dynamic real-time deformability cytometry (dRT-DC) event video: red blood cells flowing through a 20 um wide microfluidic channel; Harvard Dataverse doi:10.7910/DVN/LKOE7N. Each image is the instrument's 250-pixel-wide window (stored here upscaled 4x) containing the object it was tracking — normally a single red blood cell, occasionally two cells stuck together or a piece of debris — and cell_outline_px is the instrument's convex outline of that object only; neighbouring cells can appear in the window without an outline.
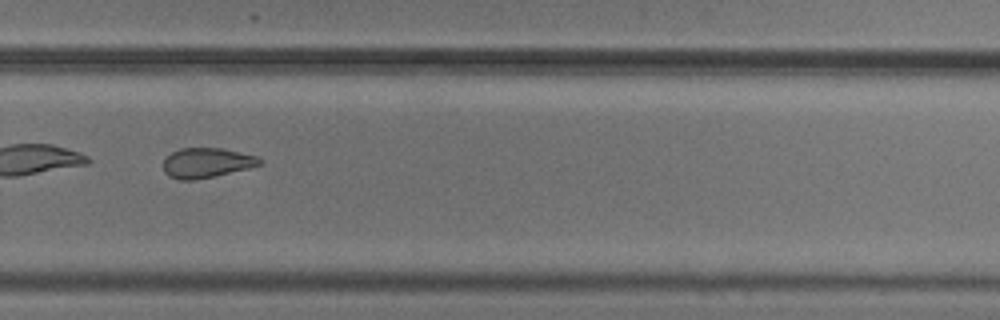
{"species": "common noctule bat (a hibernating species)", "species_latin": "Nyctalus noctula", "temperature_condition": "cold", "stored_images_in_passage": 39, "camera_frame_rate_fps": 3000, "um_per_image_px": 0.085, "animal": {"sex": "male", "body_mass_g": 20.5, "forearm_length_mm": 52.5}, "frame": {"image": 1, "passage_image": 23, "time_ms": 7.333, "image_size_px": [1000, 320], "cell_outline_px": [[264, 164], [248, 168], [212, 176], [192, 180], [180, 180], [168, 176], [164, 172], [164, 160], [172, 152], [180, 148], [224, 148], [256, 156], [264, 160]], "centroid_in_image_um": [17.58, 13.83], "position_along_channel_um": 312.2, "area_um2": 16.7}}
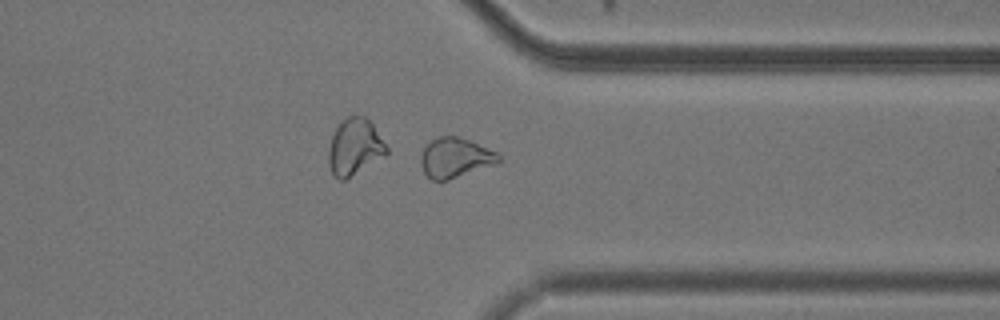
{"frame": {"image": 2, "passage_image": 28, "time_ms": 9.0, "image_size_px": [1000, 320], "cell_outline_px": [[504, 160], [496, 164], [448, 180], [432, 180], [424, 172], [420, 164], [420, 156], [424, 148], [432, 140], [440, 136], [456, 136], [472, 140], [496, 152]], "centroid_in_image_um": [38.72, 13.4], "position_along_channel_um": 372.7, "area_um2": 18.15}, "authors_computed_cell_mechanics": {"area_um2": 17.5134, "velocity_mm_per_s": 3.7389, "shape_relaxation_time_tau1_ms": 4.6941, "shape_relaxation_time_tau2_ms": 2.871, "deformation_change_tau1": 0.1173, "deformation_change_tau2": 0.1036}}